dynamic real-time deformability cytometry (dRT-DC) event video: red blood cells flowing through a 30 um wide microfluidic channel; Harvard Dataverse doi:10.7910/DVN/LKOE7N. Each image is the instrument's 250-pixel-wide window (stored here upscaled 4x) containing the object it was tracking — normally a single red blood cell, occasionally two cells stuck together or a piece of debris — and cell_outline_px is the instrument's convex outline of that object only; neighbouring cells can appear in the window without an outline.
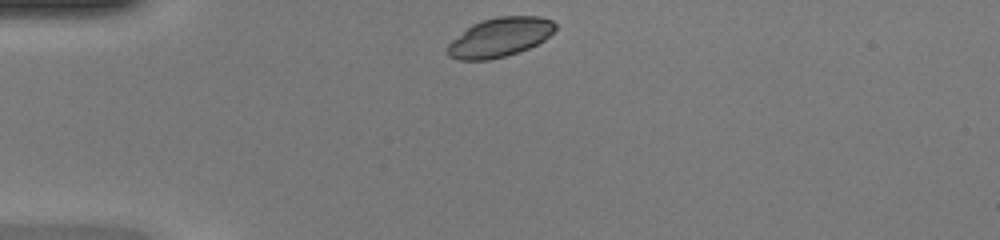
{"species": "common noctule bat (a hibernating species)", "species_latin": "Nyctalus noctula", "temperature_condition": "warm", "stored_images_in_passage": 37, "camera_frame_rate_fps": 3000, "um_per_image_px": 0.085, "animal": {"sex": "female", "body_mass_g": 20.0, "forearm_length_mm": 54.0}, "frame": {"image": 1, "passage_image": 1, "time_ms": 0.0, "image_size_px": [1000, 240], "cell_outline_px": [[556, 28], [544, 40], [528, 48], [504, 56], [488, 60], [460, 60], [448, 56], [448, 44], [452, 40], [472, 24], [480, 20], [500, 16], [540, 16], [552, 20], [556, 24]], "centroid_in_image_um": [42.48, 3.16], "position_along_channel_um": 42.5, "area_um2": 24.39}}
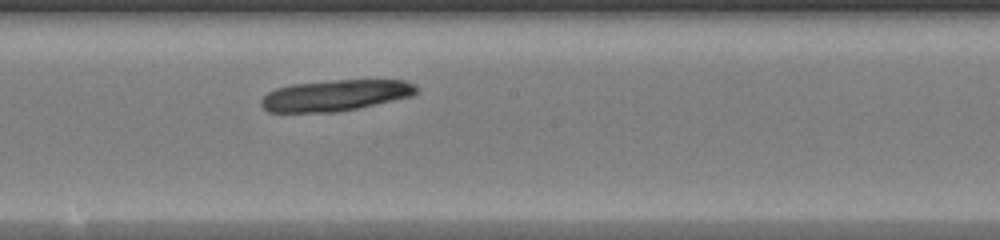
{"frame": {"image": 2, "passage_image": 16, "time_ms": 5.0, "image_size_px": [1000, 240], "cell_outline_px": [[416, 92], [412, 96], [356, 108], [336, 112], [268, 112], [260, 104], [260, 100], [268, 92], [276, 88], [292, 84], [332, 80], [404, 80], [412, 84], [416, 88]], "centroid_in_image_um": [28.45, 8.1], "position_along_channel_um": 219.7, "area_um2": 27.92}}
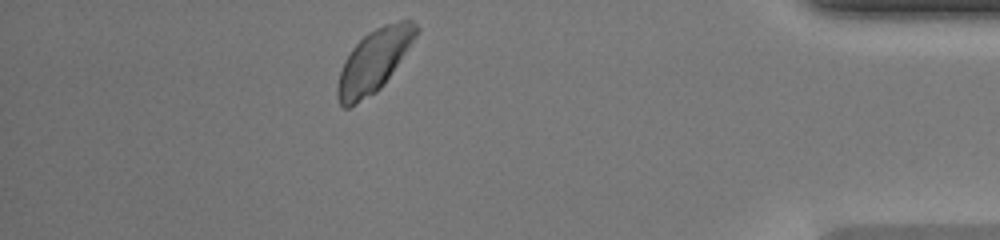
{"frame": {"image": 3, "passage_image": 32, "time_ms": 10.333, "image_size_px": [1000, 240], "cell_outline_px": [[420, 28], [416, 36], [384, 84], [376, 92], [356, 104], [348, 108], [344, 108], [340, 104], [336, 96], [336, 88], [340, 72], [344, 60], [352, 48], [368, 32], [384, 24], [400, 20], [412, 20]], "centroid_in_image_um": [31.76, 5.18], "position_along_channel_um": 403.4, "area_um2": 28.38}}